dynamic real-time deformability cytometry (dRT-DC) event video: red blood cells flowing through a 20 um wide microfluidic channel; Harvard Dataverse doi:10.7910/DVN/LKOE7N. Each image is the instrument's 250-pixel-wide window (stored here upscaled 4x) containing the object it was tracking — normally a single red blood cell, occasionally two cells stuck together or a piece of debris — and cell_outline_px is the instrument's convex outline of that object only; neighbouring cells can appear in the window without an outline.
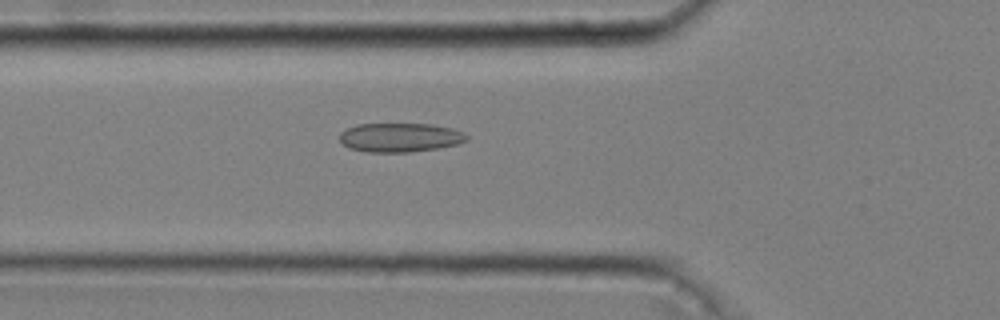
{"species": "common noctule bat (a hibernating species)", "species_latin": "Nyctalus noctula", "temperature_condition": "cold", "stored_images_in_passage": 30, "camera_frame_rate_fps": 3000, "um_per_image_px": 0.085, "animal": {"sex": "male", "body_mass_g": 20.4}, "frame": {"image": 1, "passage_image": 14, "time_ms": 4.333, "image_size_px": [1000, 320], "cell_outline_px": [[468, 140], [456, 144], [436, 148], [412, 152], [368, 152], [348, 148], [340, 140], [340, 132], [356, 124], [432, 124], [452, 128], [464, 132], [468, 136]], "centroid_in_image_um": [34.0, 11.68], "position_along_channel_um": 91.8, "area_um2": 21.5}}
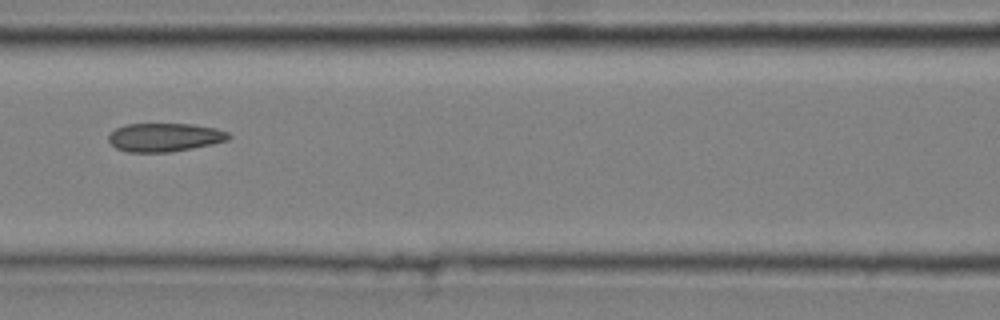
{"frame": {"image": 2, "passage_image": 19, "time_ms": 6.0, "image_size_px": [1000, 320], "cell_outline_px": [[232, 136], [228, 140], [212, 144], [172, 152], [128, 152], [116, 148], [108, 140], [108, 136], [116, 128], [128, 124], [192, 124], [216, 128], [228, 132]], "centroid_in_image_um": [14.01, 11.67], "position_along_channel_um": 152.6, "area_um2": 19.94}}